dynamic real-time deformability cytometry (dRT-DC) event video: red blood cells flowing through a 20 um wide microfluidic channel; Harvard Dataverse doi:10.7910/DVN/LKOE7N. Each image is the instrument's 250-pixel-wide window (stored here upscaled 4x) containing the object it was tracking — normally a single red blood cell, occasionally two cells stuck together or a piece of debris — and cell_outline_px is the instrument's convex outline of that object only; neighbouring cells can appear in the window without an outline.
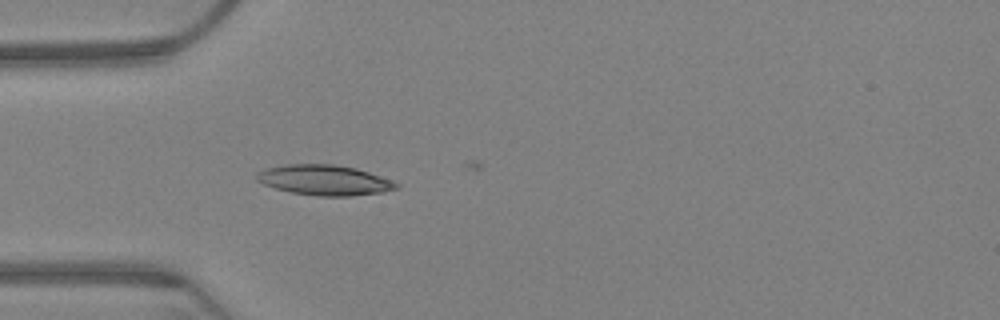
{"species": "Egyptian fruit bat (a non-hibernating species)", "species_latin": "Rousettus aegyptiacus", "temperature_condition": "warm", "stored_images_in_passage": 2, "camera_frame_rate_fps": 3000, "um_per_image_px": 0.085, "animal": {"sex": "female"}, "frame": {"image": 1, "passage_image": 1, "time_ms": 0.0, "image_size_px": [1000, 320], "cell_outline_px": [[400, 188], [380, 192], [352, 196], [316, 196], [292, 192], [276, 188], [264, 184], [256, 180], [256, 172], [264, 168], [284, 164], [332, 164], [356, 168], [392, 180], [400, 184]], "centroid_in_image_um": [27.56, 15.3], "position_along_channel_um": 57.4, "area_um2": 24.68}}